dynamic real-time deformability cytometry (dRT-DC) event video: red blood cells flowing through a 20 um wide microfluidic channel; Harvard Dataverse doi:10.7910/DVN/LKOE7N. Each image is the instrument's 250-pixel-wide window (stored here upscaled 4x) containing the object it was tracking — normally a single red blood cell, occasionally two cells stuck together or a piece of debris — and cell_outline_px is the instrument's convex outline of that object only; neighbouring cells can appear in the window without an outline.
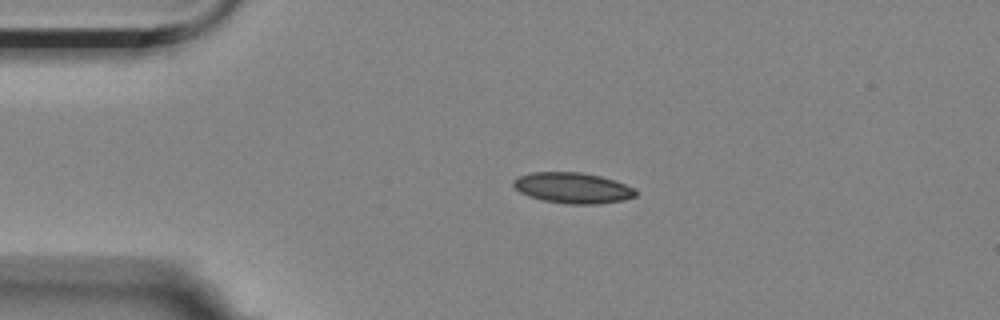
{"species": "Egyptian fruit bat (a non-hibernating species)", "species_latin": "Rousettus aegyptiacus", "temperature_condition": "room temperature", "stored_images_in_passage": 2, "camera_frame_rate_fps": 3000, "um_per_image_px": 0.085, "animal": {"sex": "female"}, "frame": {"image": 1, "passage_image": 1, "time_ms": 0.0, "image_size_px": [1000, 320], "cell_outline_px": [[636, 196], [624, 200], [596, 204], [568, 204], [544, 200], [528, 196], [520, 192], [512, 184], [512, 180], [520, 176], [532, 172], [580, 172], [600, 176], [616, 180], [636, 188]], "centroid_in_image_um": [48.71, 15.97], "position_along_channel_um": 36.3, "area_um2": 21.96}}